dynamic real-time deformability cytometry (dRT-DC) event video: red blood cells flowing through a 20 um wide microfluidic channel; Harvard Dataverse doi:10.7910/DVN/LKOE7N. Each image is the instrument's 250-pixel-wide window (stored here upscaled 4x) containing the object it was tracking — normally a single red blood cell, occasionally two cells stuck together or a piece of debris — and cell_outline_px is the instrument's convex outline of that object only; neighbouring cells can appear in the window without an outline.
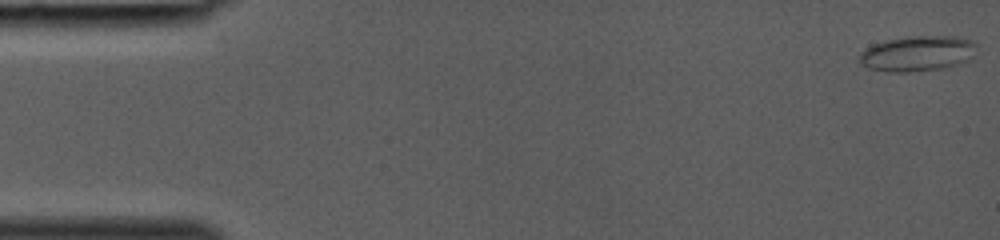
{"species": "common noctule bat (a hibernating species)", "species_latin": "Nyctalus noctula", "temperature_condition": "room temperature", "stored_images_in_passage": 39, "camera_frame_rate_fps": 3000, "um_per_image_px": 0.085, "animal": {"sex": "female", "body_mass_g": 19.0, "forearm_length_mm": 53.3}, "frame": {"image": 1, "passage_image": 1, "time_ms": 0.0, "image_size_px": [1000, 240], "cell_outline_px": [[976, 44], [972, 60], [940, 68], [908, 72], [888, 72], [868, 68], [860, 60], [860, 52], [864, 48], [872, 44], [888, 40], [916, 36], [956, 36], [972, 40]], "centroid_in_image_um": [78.0, 4.54], "position_along_channel_um": 7.0, "area_um2": 24.04}}
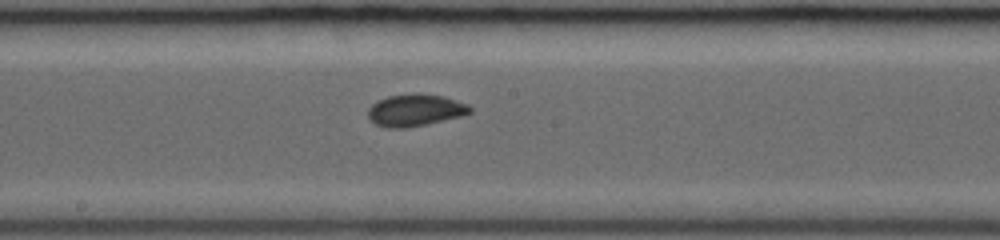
{"frame": {"image": 2, "passage_image": 22, "time_ms": 7.0, "image_size_px": [1000, 240], "cell_outline_px": [[472, 112], [460, 116], [428, 124], [408, 128], [384, 128], [368, 120], [368, 108], [376, 100], [388, 96], [416, 92], [444, 96], [468, 104], [472, 108]], "centroid_in_image_um": [35.26, 9.36], "position_along_channel_um": 212.9, "area_um2": 19.42}}
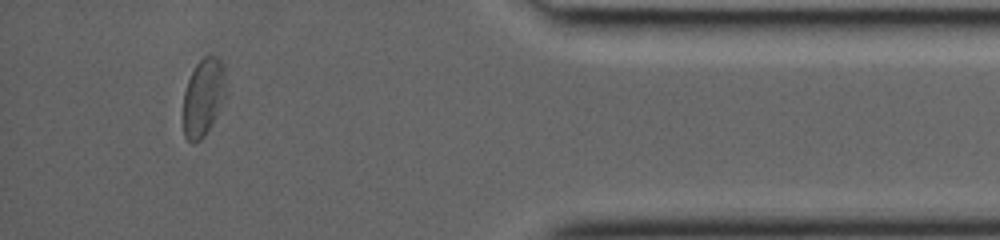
{"frame": {"image": 3, "passage_image": 36, "time_ms": 11.667, "image_size_px": [1000, 240], "cell_outline_px": [[228, 96], [212, 124], [204, 136], [200, 140], [192, 144], [184, 136], [184, 92], [188, 80], [196, 64], [204, 56], [216, 56], [224, 64], [228, 92]], "centroid_in_image_um": [17.34, 8.26], "position_along_channel_um": 417.9, "area_um2": 19.83}}